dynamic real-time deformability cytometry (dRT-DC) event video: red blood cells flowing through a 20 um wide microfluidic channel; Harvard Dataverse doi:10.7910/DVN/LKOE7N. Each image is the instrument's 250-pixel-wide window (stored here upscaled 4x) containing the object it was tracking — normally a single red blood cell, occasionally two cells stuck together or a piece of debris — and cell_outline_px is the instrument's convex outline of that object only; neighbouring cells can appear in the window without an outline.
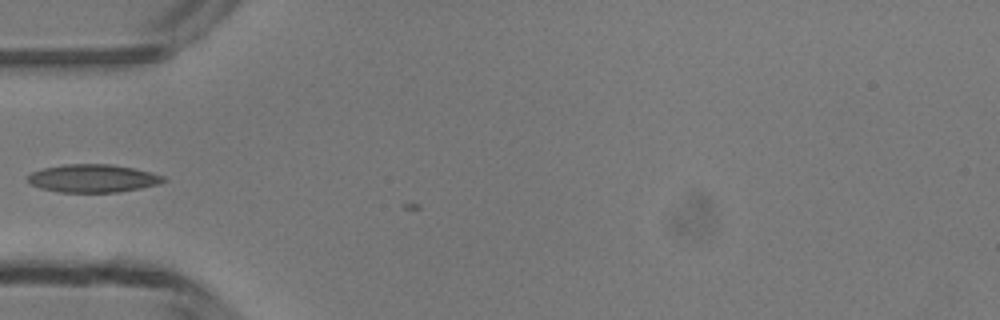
{"species": "common noctule bat (a hibernating species)", "species_latin": "Nyctalus noctula", "temperature_condition": "room temperature", "stored_images_in_passage": 4, "camera_frame_rate_fps": 3000, "um_per_image_px": 0.085, "animal": {"sex": "male", "body_mass_g": 13.3}, "frame": {"image": 1, "passage_image": 3, "time_ms": 0.667, "image_size_px": [1000, 320], "cell_outline_px": [[168, 180], [160, 184], [120, 192], [60, 192], [40, 188], [32, 184], [28, 180], [28, 176], [32, 172], [44, 168], [64, 164], [112, 164], [136, 168], [164, 176]], "centroid_in_image_um": [7.95, 15.15], "position_along_channel_um": 77.1, "area_um2": 22.2}}